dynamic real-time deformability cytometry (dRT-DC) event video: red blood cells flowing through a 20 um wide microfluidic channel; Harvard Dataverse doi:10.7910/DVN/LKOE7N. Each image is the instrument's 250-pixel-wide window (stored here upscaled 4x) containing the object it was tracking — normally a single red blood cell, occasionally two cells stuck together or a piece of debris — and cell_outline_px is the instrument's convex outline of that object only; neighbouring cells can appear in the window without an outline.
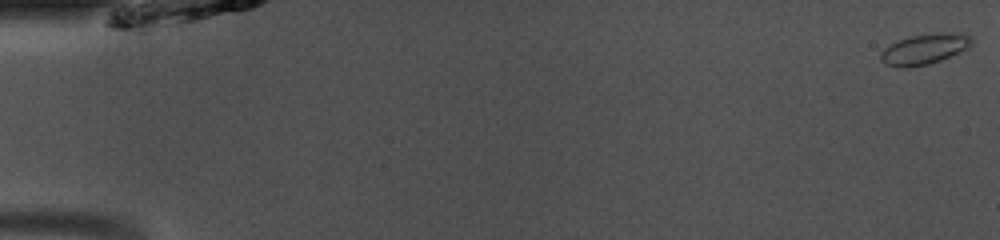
{"species": "common noctule bat (a hibernating species)", "species_latin": "Nyctalus noctula", "temperature_condition": "room temperature", "stored_images_in_passage": 50, "camera_frame_rate_fps": 3000, "um_per_image_px": 0.085, "animal": {"sex": "male", "body_mass_g": 13.0, "forearm_length_mm": 53.1}, "frame": {"image": 1, "passage_image": 1, "time_ms": 0.0, "image_size_px": [1000, 240], "cell_outline_px": [[972, 44], [968, 48], [940, 60], [928, 64], [908, 68], [900, 68], [884, 64], [880, 60], [880, 52], [884, 48], [900, 40], [912, 36], [936, 32], [960, 32], [972, 36]], "centroid_in_image_um": [78.59, 4.17], "position_along_channel_um": 6.4, "area_um2": 16.3}}
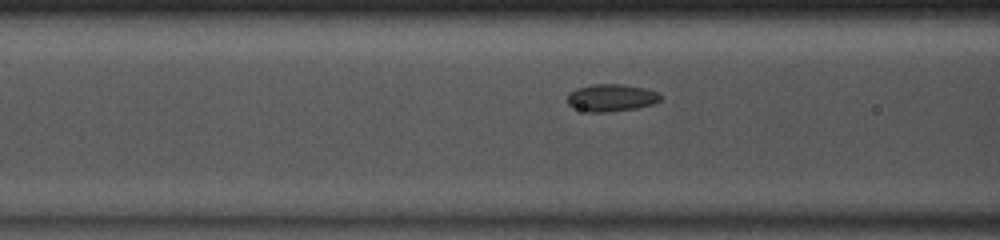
{"frame": {"image": 2, "passage_image": 20, "time_ms": 6.333, "image_size_px": [1000, 240], "cell_outline_px": [[664, 96], [660, 100], [652, 104], [636, 108], [608, 112], [588, 112], [572, 108], [568, 104], [568, 92], [576, 88], [592, 84], [620, 84], [644, 88], [656, 92]], "centroid_in_image_um": [51.92, 8.31], "position_along_channel_um": 114.7, "area_um2": 14.91}}
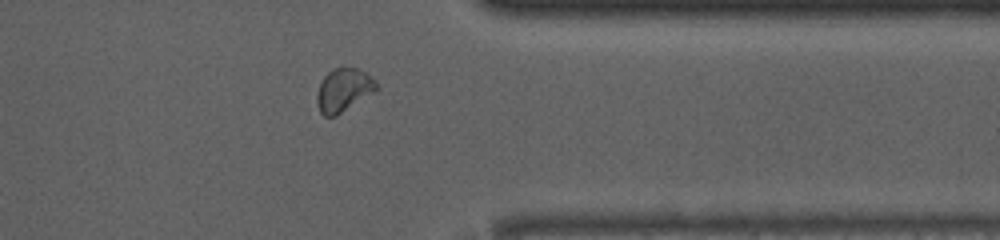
{"frame": {"image": 3, "passage_image": 40, "time_ms": 13.0, "image_size_px": [1000, 240], "cell_outline_px": [[380, 88], [376, 92], [336, 116], [324, 116], [320, 112], [316, 104], [316, 96], [320, 84], [324, 76], [332, 68], [340, 64], [344, 64], [356, 68], [364, 72], [376, 80]], "centroid_in_image_um": [29.23, 7.62], "position_along_channel_um": 382.2, "area_um2": 15.61}, "authors_computed_cell_mechanics": {"area_um2": 14.8835, "velocity_mm_per_s": 4.0951, "shape_relaxation_time_tau1_ms": null, "shape_relaxation_time_tau2_ms": 1.1863, "deformation_change_tau1": null, "deformation_change_tau2": 0.0528}}